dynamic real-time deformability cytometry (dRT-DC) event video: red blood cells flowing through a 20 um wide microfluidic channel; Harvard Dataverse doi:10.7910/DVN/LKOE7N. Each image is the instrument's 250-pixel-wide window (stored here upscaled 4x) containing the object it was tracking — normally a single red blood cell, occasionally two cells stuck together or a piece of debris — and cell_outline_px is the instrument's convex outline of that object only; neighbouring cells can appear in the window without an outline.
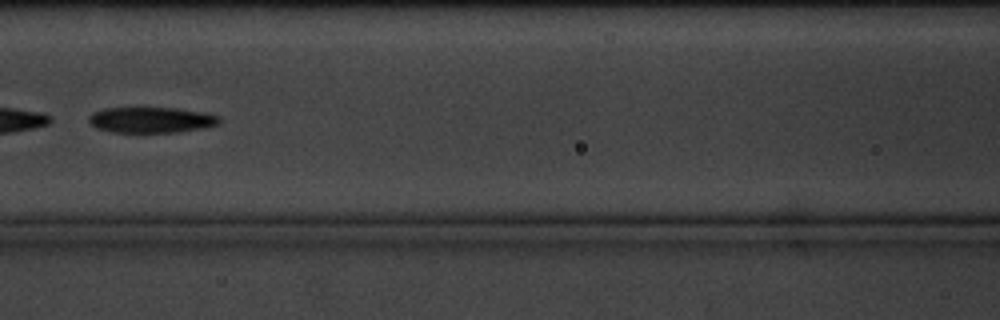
{"species": "common noctule bat (a hibernating species)", "species_latin": "Nyctalus noctula", "temperature_condition": "cold", "stored_images_in_passage": 9, "camera_frame_rate_fps": 3000, "um_per_image_px": 0.085, "animal": {"sex": "male", "body_mass_g": 20.1, "forearm_length_mm": 53.5}, "frame": {"image": 1, "passage_image": 6, "time_ms": 6.667, "image_size_px": [1000, 320], "cell_outline_px": [[220, 120], [216, 124], [204, 128], [176, 132], [112, 132], [96, 128], [88, 120], [88, 116], [92, 112], [104, 108], [176, 108], [208, 112], [220, 116]], "centroid_in_image_um": [12.86, 10.18], "position_along_channel_um": 153.7, "area_um2": 19.65}}